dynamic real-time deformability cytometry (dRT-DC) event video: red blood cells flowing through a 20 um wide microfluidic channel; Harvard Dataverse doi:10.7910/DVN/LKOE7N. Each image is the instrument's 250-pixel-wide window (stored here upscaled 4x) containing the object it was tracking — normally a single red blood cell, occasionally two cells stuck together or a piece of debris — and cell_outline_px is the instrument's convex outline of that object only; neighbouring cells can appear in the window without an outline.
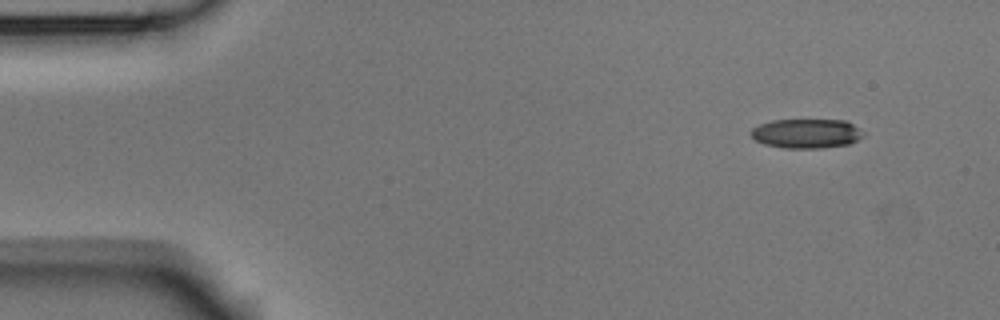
{"species": "Egyptian fruit bat (a non-hibernating species)", "species_latin": "Rousettus aegyptiacus", "temperature_condition": "room temperature", "stored_images_in_passage": 3, "camera_frame_rate_fps": 3000, "um_per_image_px": 0.085, "animal": {"sex": "male"}, "frame": {"image": 1, "passage_image": 1, "time_ms": 0.0, "image_size_px": [1000, 320], "cell_outline_px": [[864, 136], [848, 144], [820, 148], [784, 148], [764, 144], [756, 140], [752, 136], [752, 128], [760, 124], [772, 120], [844, 120], [852, 124], [864, 132]], "centroid_in_image_um": [68.55, 11.35], "position_along_channel_um": 16.4, "area_um2": 19.07}}
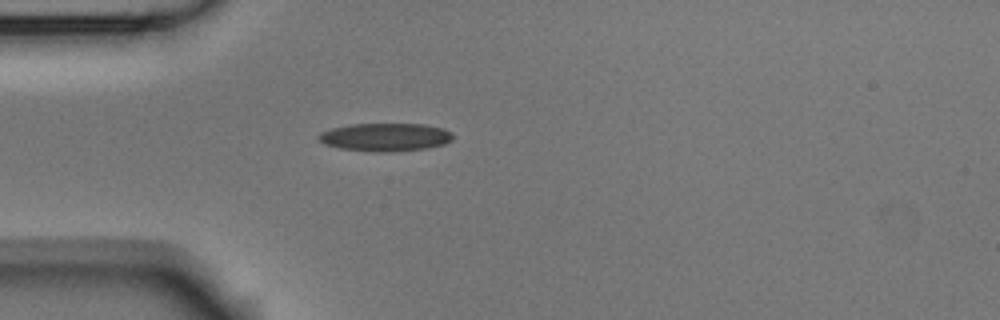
{"frame": {"image": 2, "passage_image": 3, "time_ms": 0.667, "image_size_px": [1000, 320], "cell_outline_px": [[452, 140], [444, 144], [428, 148], [392, 152], [376, 152], [340, 148], [324, 144], [316, 136], [320, 132], [332, 128], [348, 124], [424, 124], [444, 128], [452, 132]], "centroid_in_image_um": [32.76, 11.65], "position_along_channel_um": 52.2, "area_um2": 22.14}}